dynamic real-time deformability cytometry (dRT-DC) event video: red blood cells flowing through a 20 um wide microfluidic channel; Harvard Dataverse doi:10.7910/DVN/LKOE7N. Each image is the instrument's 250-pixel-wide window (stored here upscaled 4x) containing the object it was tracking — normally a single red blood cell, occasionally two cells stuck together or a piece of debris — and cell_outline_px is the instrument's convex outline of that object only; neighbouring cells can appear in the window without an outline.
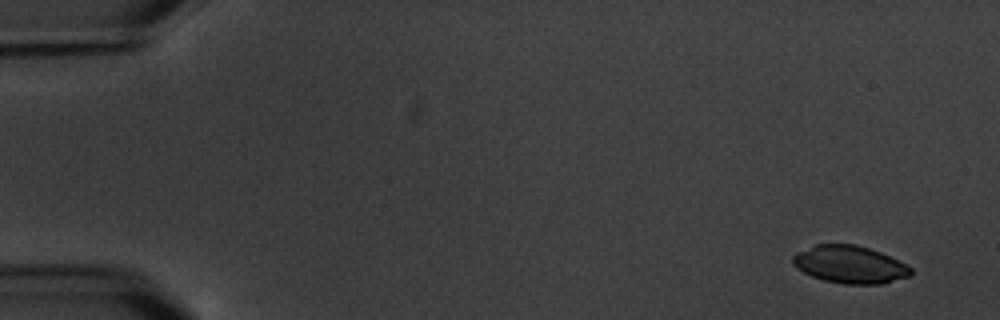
{"species": "common noctule bat (a hibernating species)", "species_latin": "Nyctalus noctula", "temperature_condition": "warm", "stored_images_in_passage": 5, "camera_frame_rate_fps": 3000, "um_per_image_px": 0.085, "animal": {"sex": "male", "body_mass_g": 20.1, "forearm_length_mm": 53.5}, "frame": {"image": 1, "passage_image": 1, "time_ms": 0.0, "image_size_px": [1000, 320], "cell_outline_px": [[912, 276], [880, 284], [844, 284], [824, 280], [812, 276], [796, 268], [792, 264], [792, 256], [796, 252], [816, 244], [856, 244], [880, 252], [912, 268]], "centroid_in_image_um": [72.21, 22.48], "position_along_channel_um": 12.8, "area_um2": 25.78}}
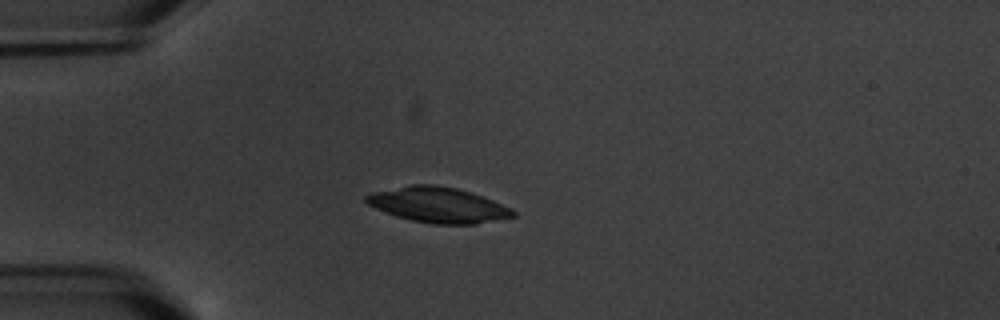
{"frame": {"image": 2, "passage_image": 4, "time_ms": 4.333, "image_size_px": [1000, 320], "cell_outline_px": [[516, 216], [476, 224], [432, 224], [412, 220], [396, 216], [376, 208], [368, 204], [364, 200], [364, 196], [372, 192], [412, 184], [432, 184], [456, 188], [492, 200], [512, 208], [516, 212]], "centroid_in_image_um": [37.23, 17.42], "position_along_channel_um": 47.8, "area_um2": 30.06}}